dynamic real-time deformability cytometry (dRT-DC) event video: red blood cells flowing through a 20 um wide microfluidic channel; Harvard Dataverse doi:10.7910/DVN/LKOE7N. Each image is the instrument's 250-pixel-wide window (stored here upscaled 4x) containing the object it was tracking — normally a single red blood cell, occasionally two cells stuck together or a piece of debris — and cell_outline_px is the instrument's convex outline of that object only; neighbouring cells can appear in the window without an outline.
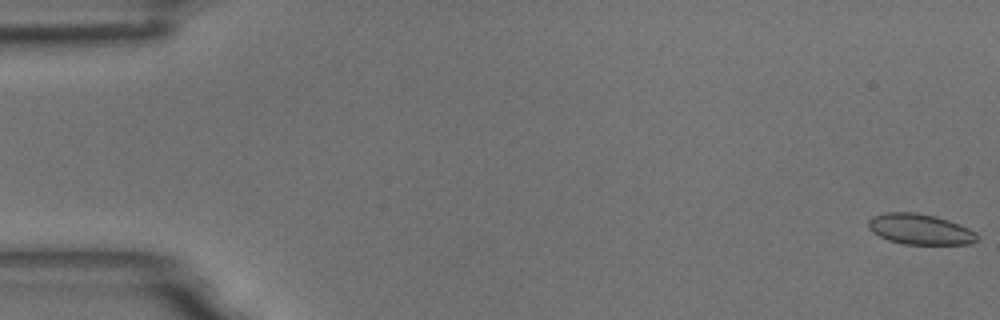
{"species": "common noctule bat (a hibernating species)", "species_latin": "Nyctalus noctula", "temperature_condition": "room temperature", "stored_images_in_passage": 57, "camera_frame_rate_fps": 3000, "um_per_image_px": 0.085, "animal": {"sex": "male", "body_mass_g": 18.8}, "frame": {"image": 1, "passage_image": 1, "time_ms": 0.0, "image_size_px": [1000, 320], "cell_outline_px": [[976, 240], [972, 244], [904, 244], [888, 240], [872, 232], [868, 228], [868, 220], [872, 216], [884, 212], [916, 212], [936, 216], [960, 224], [976, 232]], "centroid_in_image_um": [78.17, 19.47], "position_along_channel_um": 6.8, "area_um2": 19.48}}
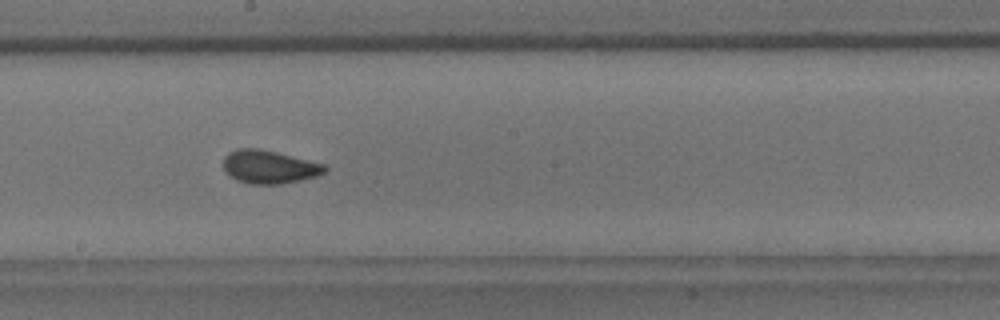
{"frame": {"image": 2, "passage_image": 32, "time_ms": 10.333, "image_size_px": [1000, 320], "cell_outline_px": [[328, 168], [324, 172], [316, 176], [300, 180], [280, 184], [248, 184], [236, 180], [228, 176], [224, 172], [224, 156], [228, 152], [236, 148], [260, 148], [324, 164]], "centroid_in_image_um": [22.82, 14.18], "position_along_channel_um": 225.4, "area_um2": 19.77}}
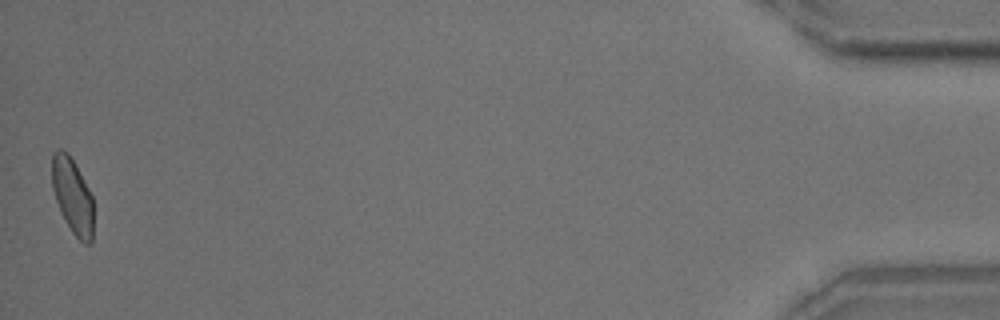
{"frame": {"image": 3, "passage_image": 57, "time_ms": 18.667, "image_size_px": [1000, 320], "cell_outline_px": [[92, 240], [88, 244], [84, 244], [72, 232], [56, 200], [52, 188], [52, 152], [56, 148], [60, 148], [68, 152], [88, 188], [92, 196]], "centroid_in_image_um": [6.14, 16.6], "position_along_channel_um": 429.1, "area_um2": 17.86}, "authors_computed_cell_mechanics": {"area_um2": 19.363, "velocity_mm_per_s": 3.564, "shape_relaxation_time_tau1_ms": 5.3815, "shape_relaxation_time_tau2_ms": 1.0535, "deformation_change_tau1": 0.1042, "deformation_change_tau2": 0.0522}}